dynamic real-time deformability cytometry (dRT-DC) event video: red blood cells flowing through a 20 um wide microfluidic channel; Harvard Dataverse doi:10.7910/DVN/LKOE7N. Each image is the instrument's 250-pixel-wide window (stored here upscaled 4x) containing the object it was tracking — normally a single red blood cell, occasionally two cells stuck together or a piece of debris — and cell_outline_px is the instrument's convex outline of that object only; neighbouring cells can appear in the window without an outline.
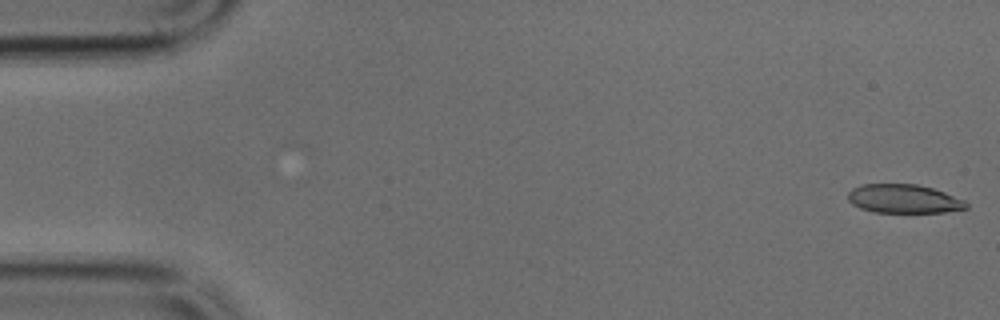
{"species": "common noctule bat (a hibernating species)", "species_latin": "Nyctalus noctula", "temperature_condition": "cold", "stored_images_in_passage": 5, "camera_frame_rate_fps": 3000, "um_per_image_px": 0.085, "animal": {"sex": "male", "body_mass_g": 17.9, "forearm_length_mm": 54.2}, "frame": {"image": 1, "passage_image": 1, "time_ms": 0.0, "image_size_px": [1000, 320], "cell_outline_px": [[968, 208], [944, 212], [876, 212], [860, 208], [852, 204], [848, 200], [848, 192], [852, 188], [864, 184], [916, 184], [932, 188], [944, 192], [964, 200], [968, 204]], "centroid_in_image_um": [76.81, 16.89], "position_along_channel_um": 8.2, "area_um2": 19.71}}